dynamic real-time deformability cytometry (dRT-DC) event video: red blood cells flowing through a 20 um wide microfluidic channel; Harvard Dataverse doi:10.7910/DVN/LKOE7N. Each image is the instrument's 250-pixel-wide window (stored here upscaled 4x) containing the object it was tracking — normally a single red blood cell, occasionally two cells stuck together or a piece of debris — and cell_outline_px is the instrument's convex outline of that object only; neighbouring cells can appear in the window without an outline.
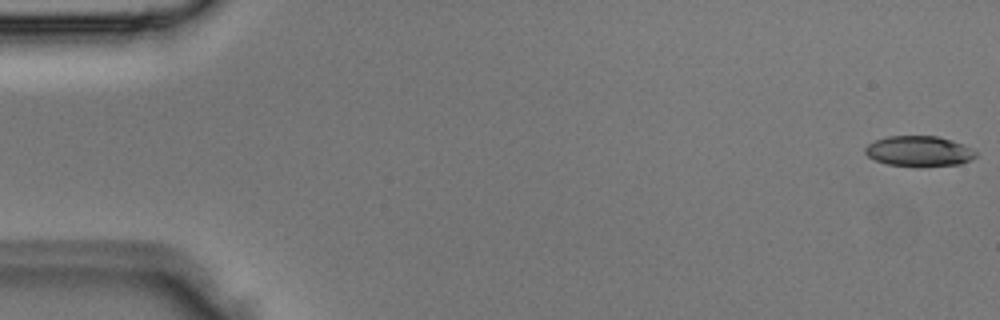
{"species": "Egyptian fruit bat (a non-hibernating species)", "species_latin": "Rousettus aegyptiacus", "temperature_condition": "room temperature", "stored_images_in_passage": 3, "camera_frame_rate_fps": 3000, "um_per_image_px": 0.085, "animal": {"sex": "male"}, "frame": {"image": 1, "passage_image": 1, "time_ms": 0.0, "image_size_px": [1000, 320], "cell_outline_px": [[976, 156], [972, 160], [960, 164], [924, 168], [920, 168], [888, 164], [876, 160], [868, 156], [864, 152], [864, 148], [868, 144], [876, 140], [888, 136], [936, 136], [952, 140], [976, 152]], "centroid_in_image_um": [78.11, 12.88], "position_along_channel_um": 6.9, "area_um2": 19.83}}